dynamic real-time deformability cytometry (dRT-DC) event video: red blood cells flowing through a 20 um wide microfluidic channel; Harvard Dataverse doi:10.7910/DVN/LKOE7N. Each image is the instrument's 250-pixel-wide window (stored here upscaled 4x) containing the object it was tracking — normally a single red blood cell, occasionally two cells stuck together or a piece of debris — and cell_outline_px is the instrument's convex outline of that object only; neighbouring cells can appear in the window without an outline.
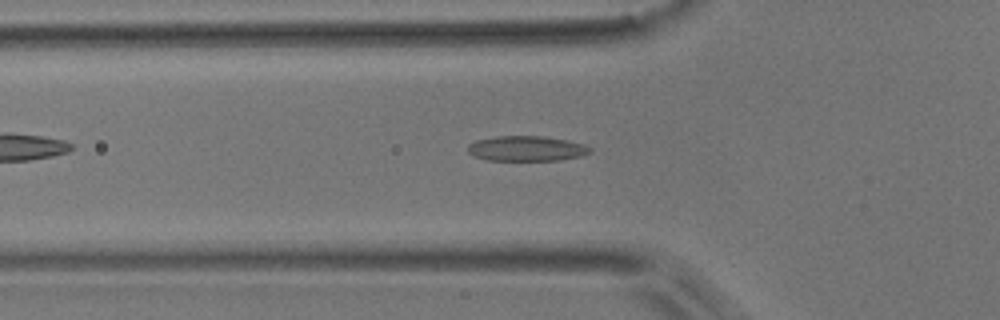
{"species": "common noctule bat (a hibernating species)", "species_latin": "Nyctalus noctula", "temperature_condition": "room temperature", "stored_images_in_passage": 47, "camera_frame_rate_fps": 3000, "um_per_image_px": 0.085, "animal": {"sex": "male", "body_mass_g": 17.9}, "frame": {"image": 1, "passage_image": 12, "time_ms": 3.667, "image_size_px": [1000, 320], "cell_outline_px": [[592, 152], [580, 156], [560, 160], [488, 160], [476, 156], [468, 152], [468, 144], [476, 140], [496, 136], [544, 136], [568, 140], [584, 144], [592, 148]], "centroid_in_image_um": [44.79, 12.62], "position_along_channel_um": 81.0, "area_um2": 17.92}}
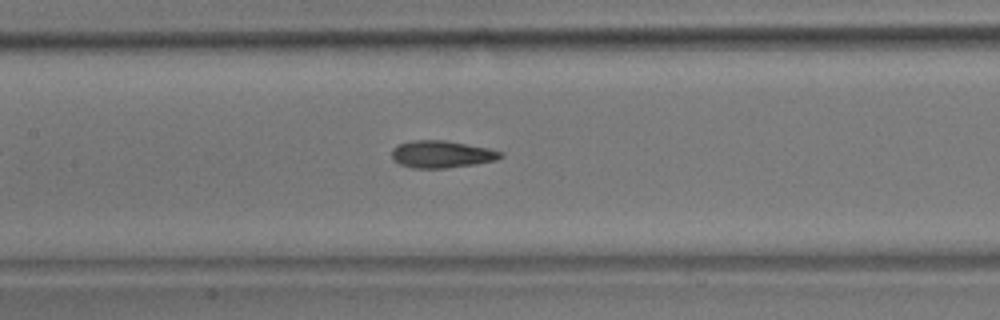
{"frame": {"image": 2, "passage_image": 19, "time_ms": 6.0, "image_size_px": [1000, 320], "cell_outline_px": [[504, 156], [496, 160], [476, 164], [444, 168], [412, 168], [400, 164], [392, 156], [392, 148], [396, 144], [416, 140], [444, 140], [488, 148], [504, 152]], "centroid_in_image_um": [37.56, 13.11], "position_along_channel_um": 169.8, "area_um2": 17.22}}
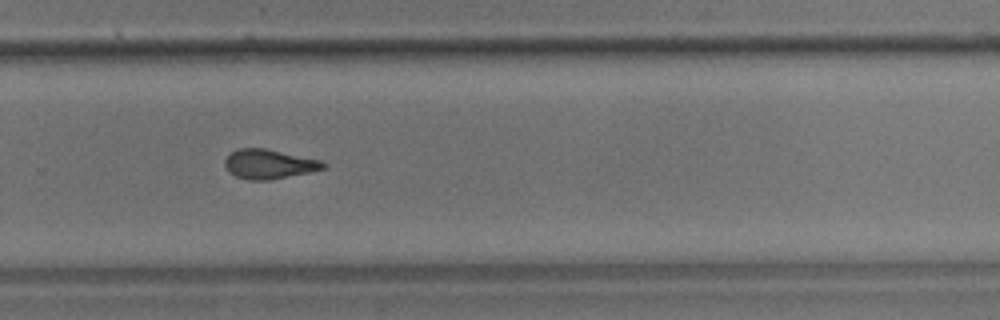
{"frame": {"image": 3, "passage_image": 30, "time_ms": 9.667, "image_size_px": [1000, 320], "cell_outline_px": [[328, 164], [324, 168], [308, 172], [268, 180], [248, 180], [236, 176], [228, 172], [224, 164], [224, 160], [236, 148], [264, 148], [320, 160]], "centroid_in_image_um": [22.82, 13.94], "position_along_channel_um": 307.0, "area_um2": 16.7}, "authors_computed_cell_mechanics": {"area_um2": 16.9932, "velocity_mm_per_s": 3.7511, "shape_relaxation_time_tau1_ms": 9.7791, "shape_relaxation_time_tau2_ms": 2.9712, "deformation_change_tau1": 0.2024, "deformation_change_tau2": 0.099}}